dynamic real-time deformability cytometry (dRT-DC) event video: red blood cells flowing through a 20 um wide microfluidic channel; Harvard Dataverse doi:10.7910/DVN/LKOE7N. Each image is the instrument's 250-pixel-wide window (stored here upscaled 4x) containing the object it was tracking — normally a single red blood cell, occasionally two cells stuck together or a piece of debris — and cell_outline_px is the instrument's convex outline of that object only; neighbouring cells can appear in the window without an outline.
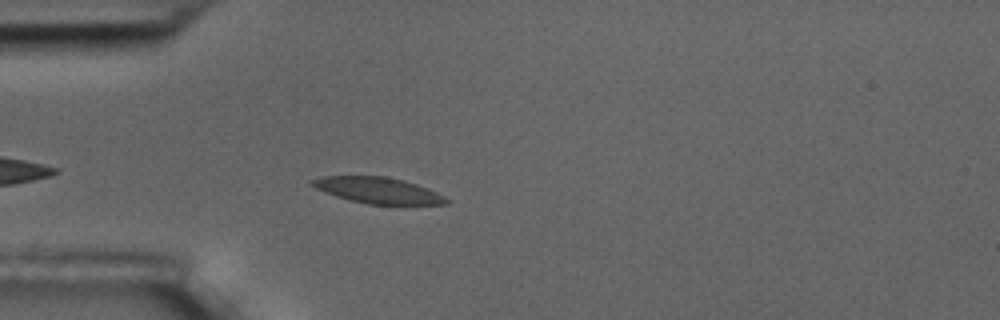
{"species": "common noctule bat (a hibernating species)", "species_latin": "Nyctalus noctula", "temperature_condition": "room temperature", "stored_images_in_passage": 4, "camera_frame_rate_fps": 3000, "um_per_image_px": 0.085, "animal": {"sex": "male", "body_mass_g": 17.5, "forearm_length_mm": 52.3}, "frame": {"image": 1, "passage_image": 4, "time_ms": 3.667, "image_size_px": [1000, 320], "cell_outline_px": [[452, 200], [448, 204], [368, 204], [348, 200], [324, 192], [308, 184], [308, 180], [324, 176], [384, 176], [404, 180], [416, 184], [436, 192]], "centroid_in_image_um": [32.09, 16.18], "position_along_channel_um": 52.9, "area_um2": 20.46}}